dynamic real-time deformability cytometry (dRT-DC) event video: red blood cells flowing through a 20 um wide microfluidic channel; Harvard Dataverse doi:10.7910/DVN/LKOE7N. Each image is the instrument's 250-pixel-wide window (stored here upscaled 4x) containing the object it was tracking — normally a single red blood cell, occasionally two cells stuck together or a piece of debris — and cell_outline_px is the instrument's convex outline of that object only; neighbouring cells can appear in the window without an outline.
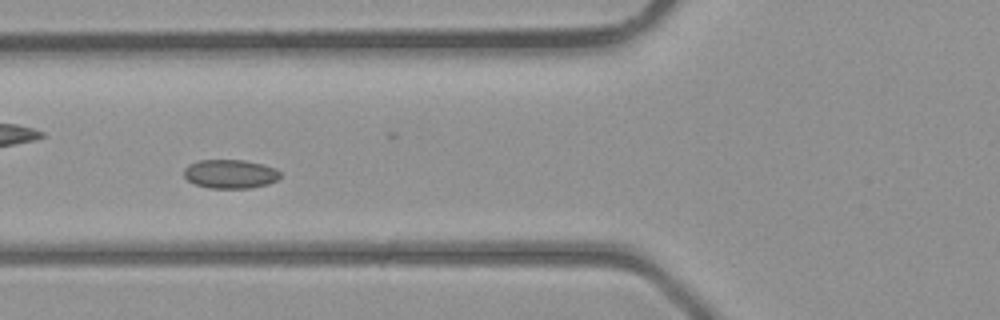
{"species": "common noctule bat (a hibernating species)", "species_latin": "Nyctalus noctula", "temperature_condition": "room temperature", "stored_images_in_passage": 3, "camera_frame_rate_fps": 3000, "um_per_image_px": 0.085, "animal": {"sex": "male", "body_mass_g": 23.1, "forearm_length_mm": 52.7}, "frame": {"image": 1, "passage_image": 3, "time_ms": 3.0, "image_size_px": [1000, 320], "cell_outline_px": [[280, 176], [276, 180], [268, 184], [252, 188], [208, 188], [196, 184], [188, 180], [184, 176], [184, 168], [188, 164], [196, 160], [244, 160], [276, 168], [280, 172]], "centroid_in_image_um": [19.55, 14.78], "position_along_channel_um": 106.3, "area_um2": 16.24}}